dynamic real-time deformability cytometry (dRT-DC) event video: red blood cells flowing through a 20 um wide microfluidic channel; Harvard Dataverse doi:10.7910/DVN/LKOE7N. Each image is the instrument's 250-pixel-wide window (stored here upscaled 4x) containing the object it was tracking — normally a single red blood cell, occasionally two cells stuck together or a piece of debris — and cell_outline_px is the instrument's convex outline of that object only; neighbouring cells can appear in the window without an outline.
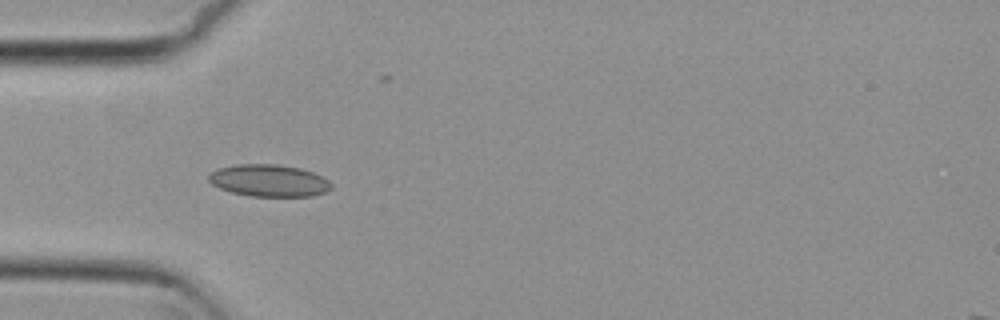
{"species": "common noctule bat (a hibernating species)", "species_latin": "Nyctalus noctula", "temperature_condition": "cold", "stored_images_in_passage": 6, "camera_frame_rate_fps": 3000, "um_per_image_px": 0.085, "animal": {"sex": "female", "body_mass_g": 29.2, "forearm_length_mm": 56.3}, "frame": {"image": 1, "passage_image": 5, "time_ms": 1.333, "image_size_px": [1000, 320], "cell_outline_px": [[332, 188], [328, 192], [312, 196], [252, 196], [232, 192], [220, 188], [212, 184], [208, 180], [208, 176], [216, 168], [236, 164], [276, 164], [300, 168], [324, 176], [332, 184]], "centroid_in_image_um": [22.89, 15.34], "position_along_channel_um": 62.1, "area_um2": 23.06}}
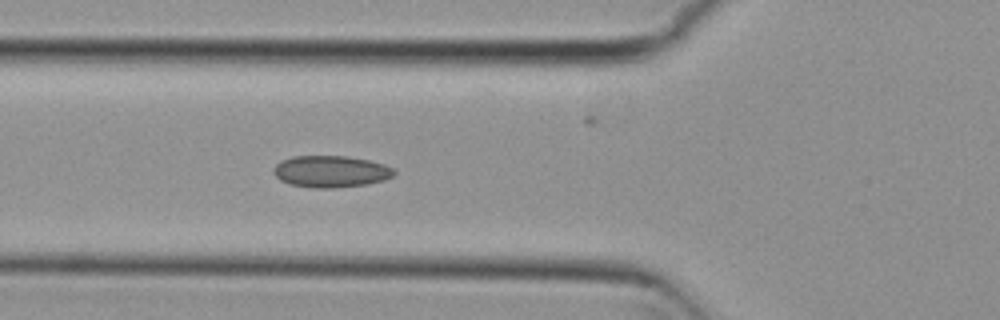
{"frame": {"image": 2, "passage_image": 6, "time_ms": 1.667, "image_size_px": [1000, 320], "cell_outline_px": [[396, 172], [392, 176], [384, 180], [368, 184], [332, 188], [316, 188], [292, 184], [280, 180], [272, 172], [272, 168], [280, 160], [292, 156], [348, 156], [368, 160], [384, 164], [392, 168]], "centroid_in_image_um": [28.1, 14.57], "position_along_channel_um": 97.7, "area_um2": 22.31}}